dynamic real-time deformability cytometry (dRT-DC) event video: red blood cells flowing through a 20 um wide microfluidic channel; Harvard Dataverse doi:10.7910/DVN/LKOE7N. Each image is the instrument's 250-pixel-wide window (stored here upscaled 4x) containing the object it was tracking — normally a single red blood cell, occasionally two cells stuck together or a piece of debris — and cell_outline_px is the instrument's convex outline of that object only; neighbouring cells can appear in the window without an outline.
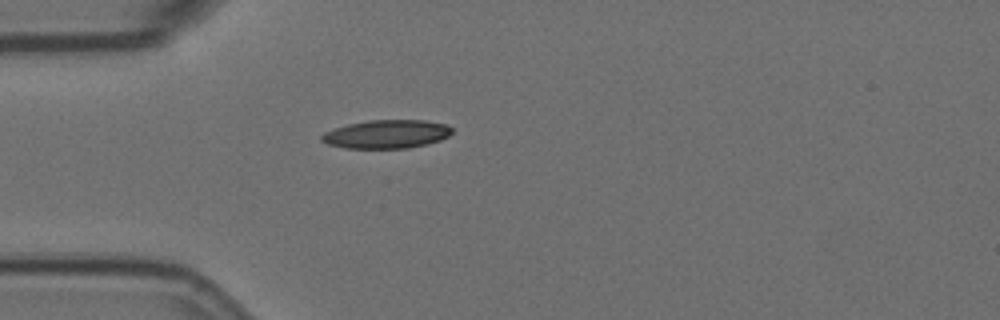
{"species": "Egyptian fruit bat (a non-hibernating species)", "species_latin": "Rousettus aegyptiacus", "temperature_condition": "room temperature", "stored_images_in_passage": 1, "camera_frame_rate_fps": 3000, "um_per_image_px": 0.085, "animal": {"sex": "female"}, "frame": {"image": 1, "passage_image": 1, "time_ms": 0.0, "image_size_px": [1000, 320], "cell_outline_px": [[452, 132], [448, 136], [440, 140], [408, 148], [344, 148], [328, 144], [320, 140], [320, 136], [324, 132], [332, 128], [348, 124], [368, 120], [424, 120], [448, 124], [452, 128]], "centroid_in_image_um": [32.83, 11.39], "position_along_channel_um": 52.2, "area_um2": 21.73}}